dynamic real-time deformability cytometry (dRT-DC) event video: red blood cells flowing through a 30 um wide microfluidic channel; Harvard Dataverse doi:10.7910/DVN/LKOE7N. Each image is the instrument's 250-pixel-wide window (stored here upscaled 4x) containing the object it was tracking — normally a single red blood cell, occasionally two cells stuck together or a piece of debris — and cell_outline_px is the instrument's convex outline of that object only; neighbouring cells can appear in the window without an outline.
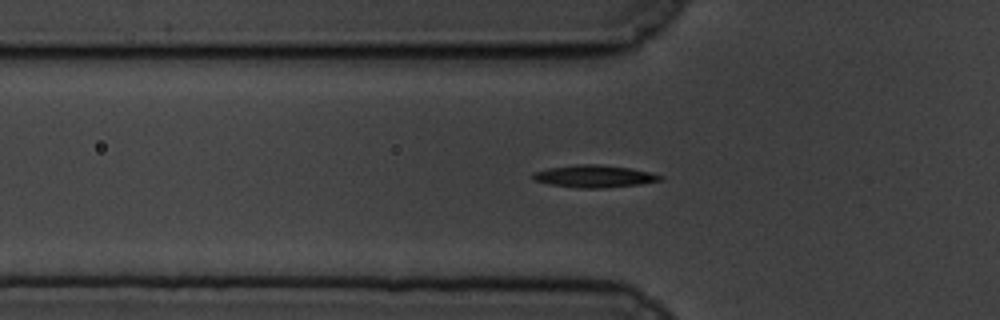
{"species": "common noctule bat (a hibernating species)", "species_latin": "Nyctalus noctula", "temperature_condition": "cold", "stored_images_in_passage": 50, "segment_of_instrument_passage": [1, 2], "camera_frame_rate_fps": 3000, "um_per_image_px": 0.085, "animal": {"sex": "male", "body_mass_g": 19.5, "forearm_length_mm": 54.6}, "frame": {"image": 1, "passage_image": 10, "time_ms": 3.0, "image_size_px": [1000, 320], "cell_outline_px": [[664, 180], [640, 184], [604, 188], [576, 188], [548, 184], [532, 180], [532, 172], [548, 168], [576, 164], [600, 164], [632, 168], [664, 176]], "centroid_in_image_um": [50.49, 14.98], "position_along_channel_um": 75.3, "area_um2": 16.82}}
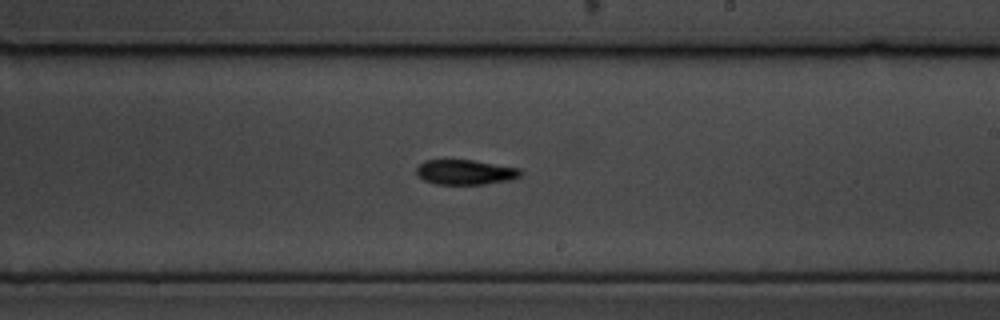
{"frame": {"image": 2, "passage_image": 25, "time_ms": 8.0, "image_size_px": [1000, 320], "cell_outline_px": [[524, 172], [520, 176], [512, 180], [484, 184], [436, 184], [424, 180], [416, 172], [416, 168], [424, 160], [472, 160], [520, 168]], "centroid_in_image_um": [39.59, 14.63], "position_along_channel_um": 249.4, "area_um2": 15.14}}
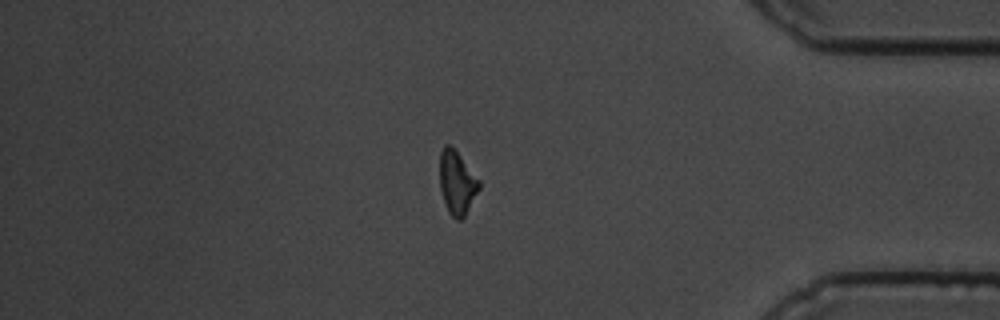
{"frame": {"image": 3, "passage_image": 40, "time_ms": 13.0, "image_size_px": [1000, 320], "cell_outline_px": [[480, 188], [464, 216], [460, 220], [456, 220], [448, 212], [440, 188], [440, 152], [444, 144], [452, 144], [480, 180]], "centroid_in_image_um": [38.84, 15.48], "position_along_channel_um": 396.4, "area_um2": 14.68}}